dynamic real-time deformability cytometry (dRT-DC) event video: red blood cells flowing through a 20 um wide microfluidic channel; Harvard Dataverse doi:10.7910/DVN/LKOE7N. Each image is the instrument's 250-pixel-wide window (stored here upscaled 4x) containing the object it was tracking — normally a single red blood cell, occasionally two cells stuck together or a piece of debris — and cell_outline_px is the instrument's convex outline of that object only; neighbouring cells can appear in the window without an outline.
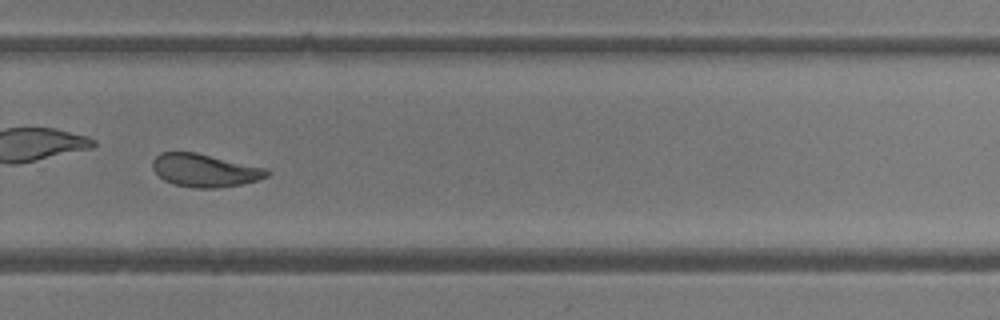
{"species": "common noctule bat (a hibernating species)", "species_latin": "Nyctalus noctula", "temperature_condition": "room temperature", "stored_images_in_passage": 34, "camera_frame_rate_fps": 3000, "um_per_image_px": 0.085, "animal": {"sex": "female"}, "frame": {"image": 1, "passage_image": 20, "time_ms": 6.333, "image_size_px": [1000, 320], "cell_outline_px": [[272, 172], [268, 176], [256, 180], [240, 184], [216, 188], [196, 188], [176, 184], [164, 180], [152, 168], [152, 160], [160, 152], [196, 152], [268, 168]], "centroid_in_image_um": [17.43, 14.46], "position_along_channel_um": 312.4, "area_um2": 21.96}, "authors_computed_cell_mechanics": {"area_um2": 22.8599, "velocity_mm_per_s": 4.2141, "shape_relaxation_time_tau1_ms": 5.887, "shape_relaxation_time_tau2_ms": 2.2288, "deformation_change_tau1": 0.1585, "deformation_change_tau2": 0.0721}}